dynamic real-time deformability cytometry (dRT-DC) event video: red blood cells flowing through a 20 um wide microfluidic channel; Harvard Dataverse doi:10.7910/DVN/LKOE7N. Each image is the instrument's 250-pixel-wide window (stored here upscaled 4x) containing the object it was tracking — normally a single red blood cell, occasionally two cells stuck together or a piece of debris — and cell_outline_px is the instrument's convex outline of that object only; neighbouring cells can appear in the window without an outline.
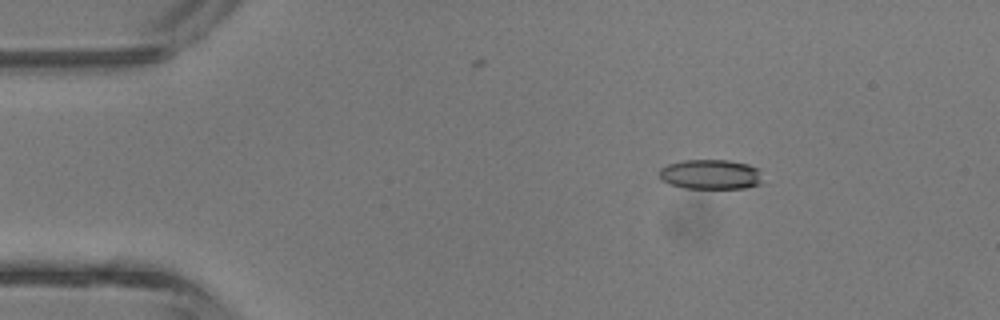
{"species": "common noctule bat (a hibernating species)", "species_latin": "Nyctalus noctula", "temperature_condition": "room temperature", "stored_images_in_passage": 38, "camera_frame_rate_fps": 3000, "um_per_image_px": 0.085, "animal": {"sex": "male", "body_mass_g": 13.3}, "frame": {"image": 1, "passage_image": 1, "time_ms": 0.0, "image_size_px": [1000, 320], "cell_outline_px": [[760, 184], [744, 188], [684, 188], [668, 184], [660, 180], [660, 168], [668, 164], [684, 160], [728, 160], [748, 164], [756, 168], [760, 180]], "centroid_in_image_um": [60.33, 14.82], "position_along_channel_um": 24.7, "area_um2": 17.8}}
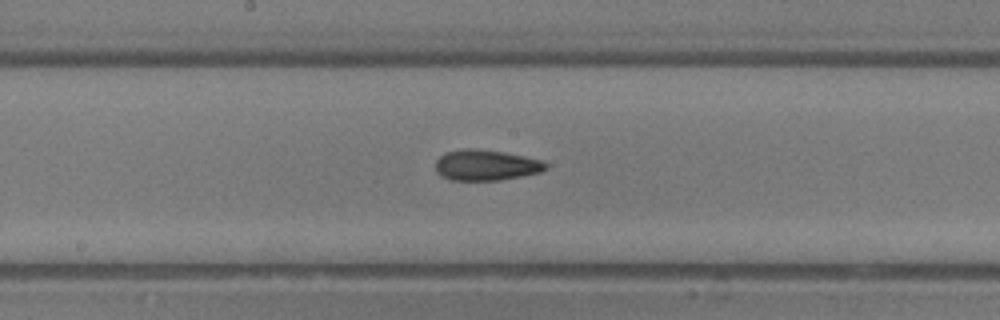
{"frame": {"image": 2, "passage_image": 17, "time_ms": 5.333, "image_size_px": [1000, 320], "cell_outline_px": [[548, 168], [540, 172], [500, 180], [448, 180], [440, 176], [436, 172], [436, 160], [444, 152], [468, 148], [500, 152], [524, 156], [540, 160], [548, 164]], "centroid_in_image_um": [41.27, 14.05], "position_along_channel_um": 206.9, "area_um2": 19.59}}
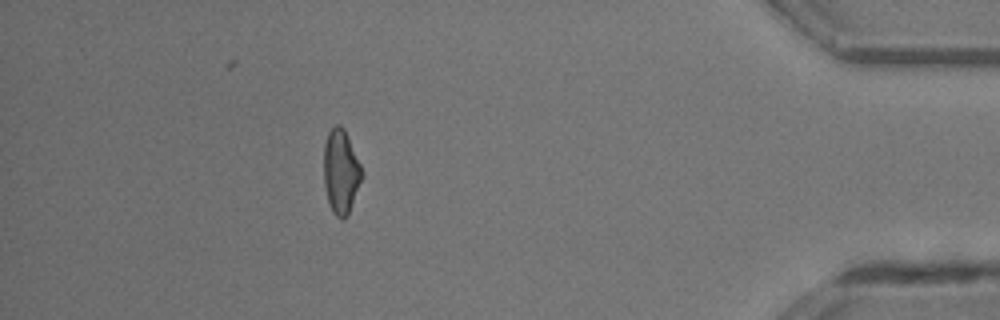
{"frame": {"image": 3, "passage_image": 33, "time_ms": 10.667, "image_size_px": [1000, 320], "cell_outline_px": [[364, 176], [348, 216], [344, 220], [340, 220], [332, 212], [328, 204], [324, 184], [324, 144], [328, 132], [336, 124], [340, 124], [344, 128], [348, 136], [360, 164]], "centroid_in_image_um": [28.98, 14.63], "position_along_channel_um": 406.2, "area_um2": 19.07}, "authors_computed_cell_mechanics": {"area_um2": 19.074, "velocity_mm_per_s": 4.7391, "shape_relaxation_time_tau1_ms": 3.8834, "shape_relaxation_time_tau2_ms": 2.2618, "deformation_change_tau1": 0.1625, "deformation_change_tau2": 0.1162}}